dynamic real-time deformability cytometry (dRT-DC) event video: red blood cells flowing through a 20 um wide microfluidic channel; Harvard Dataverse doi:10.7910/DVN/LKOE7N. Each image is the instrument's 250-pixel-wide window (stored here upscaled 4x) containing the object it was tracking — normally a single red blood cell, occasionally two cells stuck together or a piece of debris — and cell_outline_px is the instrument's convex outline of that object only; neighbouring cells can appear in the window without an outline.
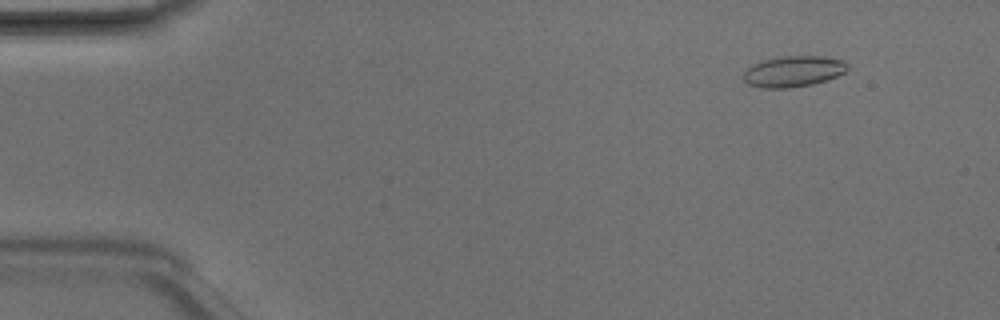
{"species": "Egyptian fruit bat (a non-hibernating species)", "species_latin": "Rousettus aegyptiacus", "temperature_condition": "room temperature", "stored_images_in_passage": 4, "camera_frame_rate_fps": 3000, "um_per_image_px": 0.085, "animal": {"sex": "male"}, "frame": {"image": 1, "passage_image": 2, "time_ms": 0.333, "image_size_px": [1000, 320], "cell_outline_px": [[848, 68], [844, 72], [836, 76], [812, 84], [788, 88], [760, 88], [748, 84], [744, 80], [744, 72], [752, 64], [764, 60], [780, 56], [824, 56], [844, 60], [848, 64]], "centroid_in_image_um": [67.43, 6.06], "position_along_channel_um": 17.6, "area_um2": 18.73}}